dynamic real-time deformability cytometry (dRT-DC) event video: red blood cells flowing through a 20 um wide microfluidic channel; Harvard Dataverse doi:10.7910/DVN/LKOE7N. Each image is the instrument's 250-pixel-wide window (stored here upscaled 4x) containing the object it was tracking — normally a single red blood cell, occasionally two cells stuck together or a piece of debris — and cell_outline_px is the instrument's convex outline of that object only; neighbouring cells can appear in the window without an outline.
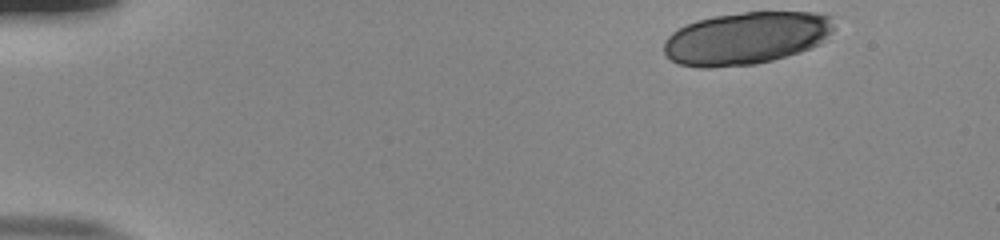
{"species": "human", "species_latin": "Homo sapiens", "temperature_condition": "room temperature", "stored_images_in_passage": 19, "camera_frame_rate_fps": 3000, "um_per_image_px": 0.085, "donor": {"sex": "male"}, "frame": {"image": 1, "passage_image": 1, "time_ms": 0.0, "image_size_px": [1000, 240], "cell_outline_px": [[836, 28], [820, 44], [772, 60], [756, 64], [708, 68], [700, 68], [680, 64], [672, 60], [664, 52], [664, 40], [672, 32], [696, 20], [716, 16], [744, 12], [816, 12], [828, 16]], "centroid_in_image_um": [63.42, 3.24], "position_along_channel_um": 21.6, "area_um2": 51.79}}
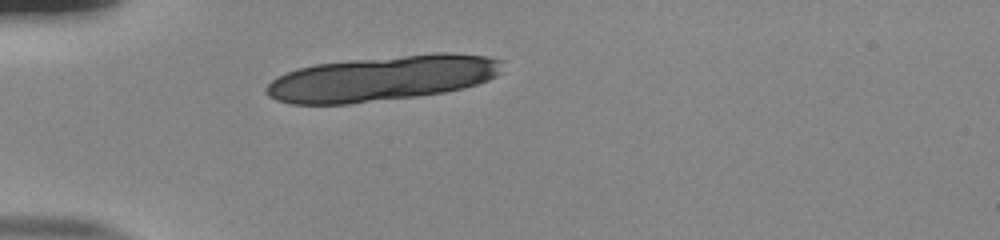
{"frame": {"image": 2, "passage_image": 11, "time_ms": 3.333, "image_size_px": [1000, 240], "cell_outline_px": [[500, 72], [496, 76], [488, 80], [464, 88], [444, 92], [416, 96], [348, 104], [292, 104], [276, 100], [268, 96], [264, 92], [264, 88], [276, 76], [300, 68], [316, 64], [348, 60], [436, 52], [452, 52], [488, 56], [500, 60]], "centroid_in_image_um": [32.47, 6.65], "position_along_channel_um": 52.5, "area_um2": 62.37}}